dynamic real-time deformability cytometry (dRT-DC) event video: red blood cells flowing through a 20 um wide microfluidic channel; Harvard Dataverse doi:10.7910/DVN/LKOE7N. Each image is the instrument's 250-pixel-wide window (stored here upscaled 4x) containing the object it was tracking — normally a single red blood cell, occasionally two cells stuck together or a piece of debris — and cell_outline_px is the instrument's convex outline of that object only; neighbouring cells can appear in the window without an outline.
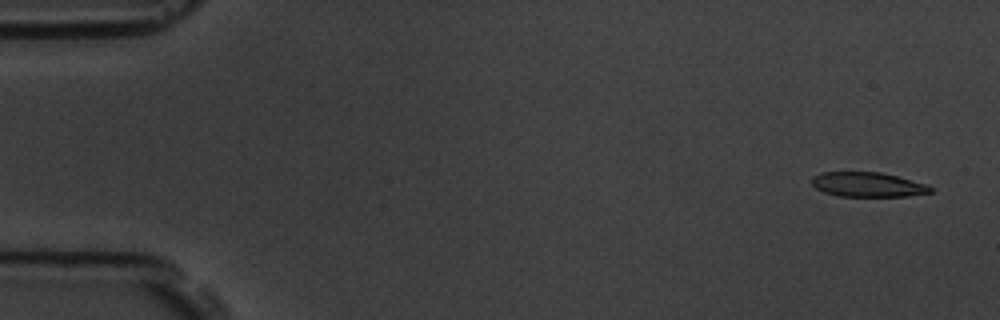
{"species": "common noctule bat (a hibernating species)", "species_latin": "Nyctalus noctula", "temperature_condition": "room temperature", "stored_images_in_passage": 6, "camera_frame_rate_fps": 3000, "um_per_image_px": 0.085, "animal": {"sex": "male", "body_mass_g": 19.5, "forearm_length_mm": 54.6}, "frame": {"image": 1, "passage_image": 1, "time_ms": 0.0, "image_size_px": [1000, 320], "cell_outline_px": [[932, 192], [908, 196], [840, 196], [824, 192], [816, 188], [812, 184], [812, 176], [820, 172], [880, 172], [896, 176], [924, 184], [932, 188]], "centroid_in_image_um": [73.71, 15.68], "position_along_channel_um": 11.3, "area_um2": 16.82}}